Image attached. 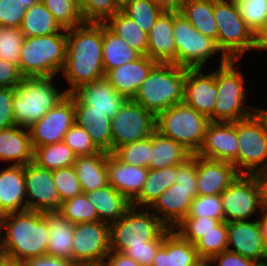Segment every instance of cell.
Here are the masks:
<instances>
[{"label":"cell","instance_id":"f5cc1de1","mask_svg":"<svg viewBox=\"0 0 267 266\" xmlns=\"http://www.w3.org/2000/svg\"><path fill=\"white\" fill-rule=\"evenodd\" d=\"M172 230L168 228L157 240L147 241L144 245L130 246L123 253L138 262L141 266H151L158 249L162 246L164 238Z\"/></svg>","mask_w":267,"mask_h":266},{"label":"cell","instance_id":"7402d4cb","mask_svg":"<svg viewBox=\"0 0 267 266\" xmlns=\"http://www.w3.org/2000/svg\"><path fill=\"white\" fill-rule=\"evenodd\" d=\"M239 174L230 162L197 155V195H221Z\"/></svg>","mask_w":267,"mask_h":266},{"label":"cell","instance_id":"816d5d0a","mask_svg":"<svg viewBox=\"0 0 267 266\" xmlns=\"http://www.w3.org/2000/svg\"><path fill=\"white\" fill-rule=\"evenodd\" d=\"M63 142L70 147L76 156H90L100 152L92 142L87 130L76 123L65 133Z\"/></svg>","mask_w":267,"mask_h":266},{"label":"cell","instance_id":"d6986e66","mask_svg":"<svg viewBox=\"0 0 267 266\" xmlns=\"http://www.w3.org/2000/svg\"><path fill=\"white\" fill-rule=\"evenodd\" d=\"M227 250L250 258L259 266H267V247L258 220L227 222Z\"/></svg>","mask_w":267,"mask_h":266},{"label":"cell","instance_id":"91938a15","mask_svg":"<svg viewBox=\"0 0 267 266\" xmlns=\"http://www.w3.org/2000/svg\"><path fill=\"white\" fill-rule=\"evenodd\" d=\"M102 266H141V265L135 260H133L131 257L126 256L122 252L110 250Z\"/></svg>","mask_w":267,"mask_h":266},{"label":"cell","instance_id":"6125c7cd","mask_svg":"<svg viewBox=\"0 0 267 266\" xmlns=\"http://www.w3.org/2000/svg\"><path fill=\"white\" fill-rule=\"evenodd\" d=\"M254 175L256 176L261 189L263 205L264 207H267V168L256 172Z\"/></svg>","mask_w":267,"mask_h":266},{"label":"cell","instance_id":"03108f58","mask_svg":"<svg viewBox=\"0 0 267 266\" xmlns=\"http://www.w3.org/2000/svg\"><path fill=\"white\" fill-rule=\"evenodd\" d=\"M2 266H24V263L19 260H12L2 253Z\"/></svg>","mask_w":267,"mask_h":266},{"label":"cell","instance_id":"60d3db41","mask_svg":"<svg viewBox=\"0 0 267 266\" xmlns=\"http://www.w3.org/2000/svg\"><path fill=\"white\" fill-rule=\"evenodd\" d=\"M63 29H71L84 23L78 0H41Z\"/></svg>","mask_w":267,"mask_h":266},{"label":"cell","instance_id":"f35d334b","mask_svg":"<svg viewBox=\"0 0 267 266\" xmlns=\"http://www.w3.org/2000/svg\"><path fill=\"white\" fill-rule=\"evenodd\" d=\"M76 154L63 141L34 148L33 162L48 170L74 165Z\"/></svg>","mask_w":267,"mask_h":266},{"label":"cell","instance_id":"6da1fadb","mask_svg":"<svg viewBox=\"0 0 267 266\" xmlns=\"http://www.w3.org/2000/svg\"><path fill=\"white\" fill-rule=\"evenodd\" d=\"M102 23H83L67 29L64 78L72 93L79 86L105 77L102 53Z\"/></svg>","mask_w":267,"mask_h":266},{"label":"cell","instance_id":"9c48e42d","mask_svg":"<svg viewBox=\"0 0 267 266\" xmlns=\"http://www.w3.org/2000/svg\"><path fill=\"white\" fill-rule=\"evenodd\" d=\"M237 60H228L216 70L218 93L216 96L213 122H235L250 117L258 107L243 105L246 98L244 75L235 69ZM244 101V102H243ZM251 109V110H249Z\"/></svg>","mask_w":267,"mask_h":266},{"label":"cell","instance_id":"ac0fdd59","mask_svg":"<svg viewBox=\"0 0 267 266\" xmlns=\"http://www.w3.org/2000/svg\"><path fill=\"white\" fill-rule=\"evenodd\" d=\"M26 204L28 210L58 211L61 205L53 181L52 170L39 167L33 161L24 165Z\"/></svg>","mask_w":267,"mask_h":266},{"label":"cell","instance_id":"9f6ffc18","mask_svg":"<svg viewBox=\"0 0 267 266\" xmlns=\"http://www.w3.org/2000/svg\"><path fill=\"white\" fill-rule=\"evenodd\" d=\"M214 262L217 263V266H259L252 259L229 250H224L220 254L214 255L206 263V266H214L212 265Z\"/></svg>","mask_w":267,"mask_h":266},{"label":"cell","instance_id":"f1b7e54d","mask_svg":"<svg viewBox=\"0 0 267 266\" xmlns=\"http://www.w3.org/2000/svg\"><path fill=\"white\" fill-rule=\"evenodd\" d=\"M34 149L28 128L12 126L0 130V160L13 165H27L33 161Z\"/></svg>","mask_w":267,"mask_h":266},{"label":"cell","instance_id":"74e56055","mask_svg":"<svg viewBox=\"0 0 267 266\" xmlns=\"http://www.w3.org/2000/svg\"><path fill=\"white\" fill-rule=\"evenodd\" d=\"M106 27L124 40L141 55H147L148 33L142 30L131 18L121 10L105 23Z\"/></svg>","mask_w":267,"mask_h":266},{"label":"cell","instance_id":"cb8c5ba5","mask_svg":"<svg viewBox=\"0 0 267 266\" xmlns=\"http://www.w3.org/2000/svg\"><path fill=\"white\" fill-rule=\"evenodd\" d=\"M156 63L149 56L141 55L134 61L109 70L105 78L115 91L127 99H132Z\"/></svg>","mask_w":267,"mask_h":266},{"label":"cell","instance_id":"f6af8a7d","mask_svg":"<svg viewBox=\"0 0 267 266\" xmlns=\"http://www.w3.org/2000/svg\"><path fill=\"white\" fill-rule=\"evenodd\" d=\"M84 23H105L121 10L116 0H78Z\"/></svg>","mask_w":267,"mask_h":266},{"label":"cell","instance_id":"836d02e7","mask_svg":"<svg viewBox=\"0 0 267 266\" xmlns=\"http://www.w3.org/2000/svg\"><path fill=\"white\" fill-rule=\"evenodd\" d=\"M192 154L180 143L161 135L158 131L152 134V151L149 169H161L183 163Z\"/></svg>","mask_w":267,"mask_h":266},{"label":"cell","instance_id":"2e32d148","mask_svg":"<svg viewBox=\"0 0 267 266\" xmlns=\"http://www.w3.org/2000/svg\"><path fill=\"white\" fill-rule=\"evenodd\" d=\"M74 123L73 96L67 94L39 121L28 128L33 149L63 141L65 133Z\"/></svg>","mask_w":267,"mask_h":266},{"label":"cell","instance_id":"94428289","mask_svg":"<svg viewBox=\"0 0 267 266\" xmlns=\"http://www.w3.org/2000/svg\"><path fill=\"white\" fill-rule=\"evenodd\" d=\"M163 12H180L183 0H152Z\"/></svg>","mask_w":267,"mask_h":266},{"label":"cell","instance_id":"30bf717a","mask_svg":"<svg viewBox=\"0 0 267 266\" xmlns=\"http://www.w3.org/2000/svg\"><path fill=\"white\" fill-rule=\"evenodd\" d=\"M148 209L131 205L117 222L110 224L111 250L123 253L130 246L157 240L168 229Z\"/></svg>","mask_w":267,"mask_h":266},{"label":"cell","instance_id":"f546056e","mask_svg":"<svg viewBox=\"0 0 267 266\" xmlns=\"http://www.w3.org/2000/svg\"><path fill=\"white\" fill-rule=\"evenodd\" d=\"M87 200L95 207L100 222H117L131 206V202L110 184L85 193Z\"/></svg>","mask_w":267,"mask_h":266},{"label":"cell","instance_id":"5b68a950","mask_svg":"<svg viewBox=\"0 0 267 266\" xmlns=\"http://www.w3.org/2000/svg\"><path fill=\"white\" fill-rule=\"evenodd\" d=\"M67 46V30L59 33L25 37L19 69L25 78L54 77L63 70Z\"/></svg>","mask_w":267,"mask_h":266},{"label":"cell","instance_id":"44dd1931","mask_svg":"<svg viewBox=\"0 0 267 266\" xmlns=\"http://www.w3.org/2000/svg\"><path fill=\"white\" fill-rule=\"evenodd\" d=\"M202 73V68H186L183 102L213 122V111L218 93L216 71L208 74Z\"/></svg>","mask_w":267,"mask_h":266},{"label":"cell","instance_id":"bcb514c9","mask_svg":"<svg viewBox=\"0 0 267 266\" xmlns=\"http://www.w3.org/2000/svg\"><path fill=\"white\" fill-rule=\"evenodd\" d=\"M240 16L256 35L267 22V0H234Z\"/></svg>","mask_w":267,"mask_h":266},{"label":"cell","instance_id":"8c879c8a","mask_svg":"<svg viewBox=\"0 0 267 266\" xmlns=\"http://www.w3.org/2000/svg\"><path fill=\"white\" fill-rule=\"evenodd\" d=\"M0 266H2V253H0Z\"/></svg>","mask_w":267,"mask_h":266},{"label":"cell","instance_id":"db71d44e","mask_svg":"<svg viewBox=\"0 0 267 266\" xmlns=\"http://www.w3.org/2000/svg\"><path fill=\"white\" fill-rule=\"evenodd\" d=\"M26 10L18 0H0V26L19 28Z\"/></svg>","mask_w":267,"mask_h":266},{"label":"cell","instance_id":"e0dca14e","mask_svg":"<svg viewBox=\"0 0 267 266\" xmlns=\"http://www.w3.org/2000/svg\"><path fill=\"white\" fill-rule=\"evenodd\" d=\"M70 94L73 96V102L85 113L103 114L110 119L127 100L123 94L115 91L105 77L81 85Z\"/></svg>","mask_w":267,"mask_h":266},{"label":"cell","instance_id":"11a10c76","mask_svg":"<svg viewBox=\"0 0 267 266\" xmlns=\"http://www.w3.org/2000/svg\"><path fill=\"white\" fill-rule=\"evenodd\" d=\"M13 97V88L0 87V130L16 125L12 107Z\"/></svg>","mask_w":267,"mask_h":266},{"label":"cell","instance_id":"f907efd6","mask_svg":"<svg viewBox=\"0 0 267 266\" xmlns=\"http://www.w3.org/2000/svg\"><path fill=\"white\" fill-rule=\"evenodd\" d=\"M187 217H210L224 221V212L220 195H197Z\"/></svg>","mask_w":267,"mask_h":266},{"label":"cell","instance_id":"ba28073f","mask_svg":"<svg viewBox=\"0 0 267 266\" xmlns=\"http://www.w3.org/2000/svg\"><path fill=\"white\" fill-rule=\"evenodd\" d=\"M210 119L184 102L156 116V131L180 143L192 155L200 150Z\"/></svg>","mask_w":267,"mask_h":266},{"label":"cell","instance_id":"6f0895ef","mask_svg":"<svg viewBox=\"0 0 267 266\" xmlns=\"http://www.w3.org/2000/svg\"><path fill=\"white\" fill-rule=\"evenodd\" d=\"M24 78L18 65L0 59V87L14 88Z\"/></svg>","mask_w":267,"mask_h":266},{"label":"cell","instance_id":"7c38bea8","mask_svg":"<svg viewBox=\"0 0 267 266\" xmlns=\"http://www.w3.org/2000/svg\"><path fill=\"white\" fill-rule=\"evenodd\" d=\"M173 34L177 66L203 69L207 59L222 53L216 40L199 33L181 13L173 12Z\"/></svg>","mask_w":267,"mask_h":266},{"label":"cell","instance_id":"89a4df30","mask_svg":"<svg viewBox=\"0 0 267 266\" xmlns=\"http://www.w3.org/2000/svg\"><path fill=\"white\" fill-rule=\"evenodd\" d=\"M120 6H122L128 0H116Z\"/></svg>","mask_w":267,"mask_h":266},{"label":"cell","instance_id":"7bdbcfd3","mask_svg":"<svg viewBox=\"0 0 267 266\" xmlns=\"http://www.w3.org/2000/svg\"><path fill=\"white\" fill-rule=\"evenodd\" d=\"M152 151V135L148 138L128 143L116 148L112 154L125 164L149 169Z\"/></svg>","mask_w":267,"mask_h":266},{"label":"cell","instance_id":"e575fe53","mask_svg":"<svg viewBox=\"0 0 267 266\" xmlns=\"http://www.w3.org/2000/svg\"><path fill=\"white\" fill-rule=\"evenodd\" d=\"M102 55L105 74L116 67L136 60L141 54L130 47L102 23Z\"/></svg>","mask_w":267,"mask_h":266},{"label":"cell","instance_id":"5bb4252c","mask_svg":"<svg viewBox=\"0 0 267 266\" xmlns=\"http://www.w3.org/2000/svg\"><path fill=\"white\" fill-rule=\"evenodd\" d=\"M112 152L125 144L150 137L156 131V116L127 99L111 119Z\"/></svg>","mask_w":267,"mask_h":266},{"label":"cell","instance_id":"277c9868","mask_svg":"<svg viewBox=\"0 0 267 266\" xmlns=\"http://www.w3.org/2000/svg\"><path fill=\"white\" fill-rule=\"evenodd\" d=\"M175 176V183L149 207L170 229H175L187 217L190 205L197 196V155L193 154L176 165Z\"/></svg>","mask_w":267,"mask_h":266},{"label":"cell","instance_id":"2644e50d","mask_svg":"<svg viewBox=\"0 0 267 266\" xmlns=\"http://www.w3.org/2000/svg\"><path fill=\"white\" fill-rule=\"evenodd\" d=\"M75 266H101V265H83V264H75Z\"/></svg>","mask_w":267,"mask_h":266},{"label":"cell","instance_id":"ee69618b","mask_svg":"<svg viewBox=\"0 0 267 266\" xmlns=\"http://www.w3.org/2000/svg\"><path fill=\"white\" fill-rule=\"evenodd\" d=\"M199 257L207 263L214 255L227 250V222L222 221L214 230L202 235L194 244Z\"/></svg>","mask_w":267,"mask_h":266},{"label":"cell","instance_id":"680465c9","mask_svg":"<svg viewBox=\"0 0 267 266\" xmlns=\"http://www.w3.org/2000/svg\"><path fill=\"white\" fill-rule=\"evenodd\" d=\"M23 263L24 266H75L70 260L48 255L31 258Z\"/></svg>","mask_w":267,"mask_h":266},{"label":"cell","instance_id":"e7e4bbea","mask_svg":"<svg viewBox=\"0 0 267 266\" xmlns=\"http://www.w3.org/2000/svg\"><path fill=\"white\" fill-rule=\"evenodd\" d=\"M263 213V214H262ZM262 217L258 220L263 243L267 247V207H264V210L261 212Z\"/></svg>","mask_w":267,"mask_h":266},{"label":"cell","instance_id":"4316f807","mask_svg":"<svg viewBox=\"0 0 267 266\" xmlns=\"http://www.w3.org/2000/svg\"><path fill=\"white\" fill-rule=\"evenodd\" d=\"M147 56L156 62L176 65L173 12H163L148 33Z\"/></svg>","mask_w":267,"mask_h":266},{"label":"cell","instance_id":"003e7915","mask_svg":"<svg viewBox=\"0 0 267 266\" xmlns=\"http://www.w3.org/2000/svg\"><path fill=\"white\" fill-rule=\"evenodd\" d=\"M39 1L41 0H18V2L25 6L27 9L33 4L38 3Z\"/></svg>","mask_w":267,"mask_h":266},{"label":"cell","instance_id":"d590c367","mask_svg":"<svg viewBox=\"0 0 267 266\" xmlns=\"http://www.w3.org/2000/svg\"><path fill=\"white\" fill-rule=\"evenodd\" d=\"M175 174L176 165L167 166L161 169H149L142 190L131 202V205L138 208H149L166 189L175 183Z\"/></svg>","mask_w":267,"mask_h":266},{"label":"cell","instance_id":"be15d7a7","mask_svg":"<svg viewBox=\"0 0 267 266\" xmlns=\"http://www.w3.org/2000/svg\"><path fill=\"white\" fill-rule=\"evenodd\" d=\"M256 50H267V22L256 34Z\"/></svg>","mask_w":267,"mask_h":266},{"label":"cell","instance_id":"8992f818","mask_svg":"<svg viewBox=\"0 0 267 266\" xmlns=\"http://www.w3.org/2000/svg\"><path fill=\"white\" fill-rule=\"evenodd\" d=\"M53 77L24 78L14 89L13 116L17 126L29 128L67 93L60 92Z\"/></svg>","mask_w":267,"mask_h":266},{"label":"cell","instance_id":"484cf974","mask_svg":"<svg viewBox=\"0 0 267 266\" xmlns=\"http://www.w3.org/2000/svg\"><path fill=\"white\" fill-rule=\"evenodd\" d=\"M24 165H8L0 171V216L27 210Z\"/></svg>","mask_w":267,"mask_h":266},{"label":"cell","instance_id":"681fc988","mask_svg":"<svg viewBox=\"0 0 267 266\" xmlns=\"http://www.w3.org/2000/svg\"><path fill=\"white\" fill-rule=\"evenodd\" d=\"M52 175L61 202L83 193L74 166L52 170Z\"/></svg>","mask_w":267,"mask_h":266},{"label":"cell","instance_id":"9a60e30c","mask_svg":"<svg viewBox=\"0 0 267 266\" xmlns=\"http://www.w3.org/2000/svg\"><path fill=\"white\" fill-rule=\"evenodd\" d=\"M110 225L94 221L74 224L73 262L83 265H103L110 252Z\"/></svg>","mask_w":267,"mask_h":266},{"label":"cell","instance_id":"7a4b0ae2","mask_svg":"<svg viewBox=\"0 0 267 266\" xmlns=\"http://www.w3.org/2000/svg\"><path fill=\"white\" fill-rule=\"evenodd\" d=\"M6 228L5 236L0 239L1 253L12 260L26 261L46 255L49 230L45 212L24 210L0 216V234Z\"/></svg>","mask_w":267,"mask_h":266},{"label":"cell","instance_id":"d4e9b609","mask_svg":"<svg viewBox=\"0 0 267 266\" xmlns=\"http://www.w3.org/2000/svg\"><path fill=\"white\" fill-rule=\"evenodd\" d=\"M194 244L184 240L174 229L164 238L151 266H205Z\"/></svg>","mask_w":267,"mask_h":266},{"label":"cell","instance_id":"1f68e13d","mask_svg":"<svg viewBox=\"0 0 267 266\" xmlns=\"http://www.w3.org/2000/svg\"><path fill=\"white\" fill-rule=\"evenodd\" d=\"M201 34L217 41L214 0H183L180 12Z\"/></svg>","mask_w":267,"mask_h":266},{"label":"cell","instance_id":"7dc6e473","mask_svg":"<svg viewBox=\"0 0 267 266\" xmlns=\"http://www.w3.org/2000/svg\"><path fill=\"white\" fill-rule=\"evenodd\" d=\"M222 221L210 217H185L174 229L184 240L195 244ZM178 229V230H177Z\"/></svg>","mask_w":267,"mask_h":266},{"label":"cell","instance_id":"b9f144b4","mask_svg":"<svg viewBox=\"0 0 267 266\" xmlns=\"http://www.w3.org/2000/svg\"><path fill=\"white\" fill-rule=\"evenodd\" d=\"M58 211L73 224L99 221L96 209L85 193L61 202Z\"/></svg>","mask_w":267,"mask_h":266},{"label":"cell","instance_id":"3957f363","mask_svg":"<svg viewBox=\"0 0 267 266\" xmlns=\"http://www.w3.org/2000/svg\"><path fill=\"white\" fill-rule=\"evenodd\" d=\"M186 68L157 62L132 98L157 116L184 100Z\"/></svg>","mask_w":267,"mask_h":266},{"label":"cell","instance_id":"d6a6232c","mask_svg":"<svg viewBox=\"0 0 267 266\" xmlns=\"http://www.w3.org/2000/svg\"><path fill=\"white\" fill-rule=\"evenodd\" d=\"M75 123L87 130L92 142L100 150L112 153L111 119L103 114L85 113L74 103Z\"/></svg>","mask_w":267,"mask_h":266},{"label":"cell","instance_id":"c3c4849f","mask_svg":"<svg viewBox=\"0 0 267 266\" xmlns=\"http://www.w3.org/2000/svg\"><path fill=\"white\" fill-rule=\"evenodd\" d=\"M24 38L20 28L0 26V59L18 65Z\"/></svg>","mask_w":267,"mask_h":266},{"label":"cell","instance_id":"4fadbf2b","mask_svg":"<svg viewBox=\"0 0 267 266\" xmlns=\"http://www.w3.org/2000/svg\"><path fill=\"white\" fill-rule=\"evenodd\" d=\"M224 221H248L249 217L264 210L261 189L254 174H239L221 193Z\"/></svg>","mask_w":267,"mask_h":266},{"label":"cell","instance_id":"8fae6325","mask_svg":"<svg viewBox=\"0 0 267 266\" xmlns=\"http://www.w3.org/2000/svg\"><path fill=\"white\" fill-rule=\"evenodd\" d=\"M239 147L237 171L240 174H255L267 168V127L258 113L236 121ZM244 169V170H243Z\"/></svg>","mask_w":267,"mask_h":266},{"label":"cell","instance_id":"52a82bcc","mask_svg":"<svg viewBox=\"0 0 267 266\" xmlns=\"http://www.w3.org/2000/svg\"><path fill=\"white\" fill-rule=\"evenodd\" d=\"M217 45L222 51L221 64L238 60L249 50H256V35L244 22L234 0H214Z\"/></svg>","mask_w":267,"mask_h":266},{"label":"cell","instance_id":"8d00e7d4","mask_svg":"<svg viewBox=\"0 0 267 266\" xmlns=\"http://www.w3.org/2000/svg\"><path fill=\"white\" fill-rule=\"evenodd\" d=\"M24 37L45 36L59 33L63 28L39 1L30 6L25 13L21 26L19 27Z\"/></svg>","mask_w":267,"mask_h":266},{"label":"cell","instance_id":"ffe728a7","mask_svg":"<svg viewBox=\"0 0 267 266\" xmlns=\"http://www.w3.org/2000/svg\"><path fill=\"white\" fill-rule=\"evenodd\" d=\"M238 137L235 122H210L196 155L232 163L237 170Z\"/></svg>","mask_w":267,"mask_h":266},{"label":"cell","instance_id":"4dcf8cb0","mask_svg":"<svg viewBox=\"0 0 267 266\" xmlns=\"http://www.w3.org/2000/svg\"><path fill=\"white\" fill-rule=\"evenodd\" d=\"M106 165L107 152L104 151L90 156H77L73 166L83 193L108 185Z\"/></svg>","mask_w":267,"mask_h":266},{"label":"cell","instance_id":"a7ac6f4b","mask_svg":"<svg viewBox=\"0 0 267 266\" xmlns=\"http://www.w3.org/2000/svg\"><path fill=\"white\" fill-rule=\"evenodd\" d=\"M263 118L265 121V125L267 127V109H260V107H258V111H257Z\"/></svg>","mask_w":267,"mask_h":266},{"label":"cell","instance_id":"603a6c76","mask_svg":"<svg viewBox=\"0 0 267 266\" xmlns=\"http://www.w3.org/2000/svg\"><path fill=\"white\" fill-rule=\"evenodd\" d=\"M108 184L132 202L142 190L147 179L148 168L125 164L112 153H107Z\"/></svg>","mask_w":267,"mask_h":266},{"label":"cell","instance_id":"83f0119b","mask_svg":"<svg viewBox=\"0 0 267 266\" xmlns=\"http://www.w3.org/2000/svg\"><path fill=\"white\" fill-rule=\"evenodd\" d=\"M45 221L49 230L46 255L73 262L74 224L59 211H45Z\"/></svg>","mask_w":267,"mask_h":266},{"label":"cell","instance_id":"ab89813d","mask_svg":"<svg viewBox=\"0 0 267 266\" xmlns=\"http://www.w3.org/2000/svg\"><path fill=\"white\" fill-rule=\"evenodd\" d=\"M121 11L146 33L151 31L163 13L152 0H128L121 6Z\"/></svg>","mask_w":267,"mask_h":266}]
</instances>
